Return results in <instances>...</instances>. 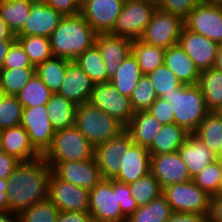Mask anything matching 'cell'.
<instances>
[{
	"label": "cell",
	"instance_id": "65",
	"mask_svg": "<svg viewBox=\"0 0 222 222\" xmlns=\"http://www.w3.org/2000/svg\"><path fill=\"white\" fill-rule=\"evenodd\" d=\"M218 113L221 115L222 117V108L218 111Z\"/></svg>",
	"mask_w": 222,
	"mask_h": 222
},
{
	"label": "cell",
	"instance_id": "9",
	"mask_svg": "<svg viewBox=\"0 0 222 222\" xmlns=\"http://www.w3.org/2000/svg\"><path fill=\"white\" fill-rule=\"evenodd\" d=\"M155 11L156 8L145 3L124 1L110 34L131 40L140 39Z\"/></svg>",
	"mask_w": 222,
	"mask_h": 222
},
{
	"label": "cell",
	"instance_id": "17",
	"mask_svg": "<svg viewBox=\"0 0 222 222\" xmlns=\"http://www.w3.org/2000/svg\"><path fill=\"white\" fill-rule=\"evenodd\" d=\"M150 173L159 181L162 189L168 185L192 180L178 151L151 155Z\"/></svg>",
	"mask_w": 222,
	"mask_h": 222
},
{
	"label": "cell",
	"instance_id": "46",
	"mask_svg": "<svg viewBox=\"0 0 222 222\" xmlns=\"http://www.w3.org/2000/svg\"><path fill=\"white\" fill-rule=\"evenodd\" d=\"M25 67L35 66H33L30 62L28 55L25 53L20 43L15 40L8 50L1 69H16Z\"/></svg>",
	"mask_w": 222,
	"mask_h": 222
},
{
	"label": "cell",
	"instance_id": "45",
	"mask_svg": "<svg viewBox=\"0 0 222 222\" xmlns=\"http://www.w3.org/2000/svg\"><path fill=\"white\" fill-rule=\"evenodd\" d=\"M23 108L16 96L5 95L0 102V130L20 125Z\"/></svg>",
	"mask_w": 222,
	"mask_h": 222
},
{
	"label": "cell",
	"instance_id": "36",
	"mask_svg": "<svg viewBox=\"0 0 222 222\" xmlns=\"http://www.w3.org/2000/svg\"><path fill=\"white\" fill-rule=\"evenodd\" d=\"M74 62L90 77L95 84L107 83V71L101 52L94 44L78 55Z\"/></svg>",
	"mask_w": 222,
	"mask_h": 222
},
{
	"label": "cell",
	"instance_id": "34",
	"mask_svg": "<svg viewBox=\"0 0 222 222\" xmlns=\"http://www.w3.org/2000/svg\"><path fill=\"white\" fill-rule=\"evenodd\" d=\"M194 134L215 155L222 145V117L218 112H209Z\"/></svg>",
	"mask_w": 222,
	"mask_h": 222
},
{
	"label": "cell",
	"instance_id": "4",
	"mask_svg": "<svg viewBox=\"0 0 222 222\" xmlns=\"http://www.w3.org/2000/svg\"><path fill=\"white\" fill-rule=\"evenodd\" d=\"M161 98L172 104L175 123L189 133H194L209 113L198 84H182L175 91L164 94Z\"/></svg>",
	"mask_w": 222,
	"mask_h": 222
},
{
	"label": "cell",
	"instance_id": "40",
	"mask_svg": "<svg viewBox=\"0 0 222 222\" xmlns=\"http://www.w3.org/2000/svg\"><path fill=\"white\" fill-rule=\"evenodd\" d=\"M35 74V67L0 69V84L5 95L15 96Z\"/></svg>",
	"mask_w": 222,
	"mask_h": 222
},
{
	"label": "cell",
	"instance_id": "57",
	"mask_svg": "<svg viewBox=\"0 0 222 222\" xmlns=\"http://www.w3.org/2000/svg\"><path fill=\"white\" fill-rule=\"evenodd\" d=\"M0 222H18V214L11 211L0 212Z\"/></svg>",
	"mask_w": 222,
	"mask_h": 222
},
{
	"label": "cell",
	"instance_id": "24",
	"mask_svg": "<svg viewBox=\"0 0 222 222\" xmlns=\"http://www.w3.org/2000/svg\"><path fill=\"white\" fill-rule=\"evenodd\" d=\"M164 64L182 84H198L201 72L178 43L165 49Z\"/></svg>",
	"mask_w": 222,
	"mask_h": 222
},
{
	"label": "cell",
	"instance_id": "66",
	"mask_svg": "<svg viewBox=\"0 0 222 222\" xmlns=\"http://www.w3.org/2000/svg\"><path fill=\"white\" fill-rule=\"evenodd\" d=\"M220 194H222V183H221V189H220Z\"/></svg>",
	"mask_w": 222,
	"mask_h": 222
},
{
	"label": "cell",
	"instance_id": "33",
	"mask_svg": "<svg viewBox=\"0 0 222 222\" xmlns=\"http://www.w3.org/2000/svg\"><path fill=\"white\" fill-rule=\"evenodd\" d=\"M172 210L166 197L161 194L138 208L126 218V222H167Z\"/></svg>",
	"mask_w": 222,
	"mask_h": 222
},
{
	"label": "cell",
	"instance_id": "32",
	"mask_svg": "<svg viewBox=\"0 0 222 222\" xmlns=\"http://www.w3.org/2000/svg\"><path fill=\"white\" fill-rule=\"evenodd\" d=\"M71 61L52 56L35 67V73L52 93H58L66 74L67 65Z\"/></svg>",
	"mask_w": 222,
	"mask_h": 222
},
{
	"label": "cell",
	"instance_id": "39",
	"mask_svg": "<svg viewBox=\"0 0 222 222\" xmlns=\"http://www.w3.org/2000/svg\"><path fill=\"white\" fill-rule=\"evenodd\" d=\"M128 185L130 187V194L138 206L148 204L153 199L159 197L163 191L159 181L151 173Z\"/></svg>",
	"mask_w": 222,
	"mask_h": 222
},
{
	"label": "cell",
	"instance_id": "3",
	"mask_svg": "<svg viewBox=\"0 0 222 222\" xmlns=\"http://www.w3.org/2000/svg\"><path fill=\"white\" fill-rule=\"evenodd\" d=\"M96 35L80 13L64 16L49 37L52 55L74 61L95 44Z\"/></svg>",
	"mask_w": 222,
	"mask_h": 222
},
{
	"label": "cell",
	"instance_id": "1",
	"mask_svg": "<svg viewBox=\"0 0 222 222\" xmlns=\"http://www.w3.org/2000/svg\"><path fill=\"white\" fill-rule=\"evenodd\" d=\"M51 167L41 156L21 161L7 179L8 211L19 214L47 199Z\"/></svg>",
	"mask_w": 222,
	"mask_h": 222
},
{
	"label": "cell",
	"instance_id": "8",
	"mask_svg": "<svg viewBox=\"0 0 222 222\" xmlns=\"http://www.w3.org/2000/svg\"><path fill=\"white\" fill-rule=\"evenodd\" d=\"M183 27L184 23L180 17L156 9L140 40L166 49L179 42Z\"/></svg>",
	"mask_w": 222,
	"mask_h": 222
},
{
	"label": "cell",
	"instance_id": "15",
	"mask_svg": "<svg viewBox=\"0 0 222 222\" xmlns=\"http://www.w3.org/2000/svg\"><path fill=\"white\" fill-rule=\"evenodd\" d=\"M124 0H82L80 14L97 33H110Z\"/></svg>",
	"mask_w": 222,
	"mask_h": 222
},
{
	"label": "cell",
	"instance_id": "31",
	"mask_svg": "<svg viewBox=\"0 0 222 222\" xmlns=\"http://www.w3.org/2000/svg\"><path fill=\"white\" fill-rule=\"evenodd\" d=\"M35 0H0V17L15 35L25 24Z\"/></svg>",
	"mask_w": 222,
	"mask_h": 222
},
{
	"label": "cell",
	"instance_id": "37",
	"mask_svg": "<svg viewBox=\"0 0 222 222\" xmlns=\"http://www.w3.org/2000/svg\"><path fill=\"white\" fill-rule=\"evenodd\" d=\"M52 92L35 73L29 82L15 95L24 108L46 105Z\"/></svg>",
	"mask_w": 222,
	"mask_h": 222
},
{
	"label": "cell",
	"instance_id": "56",
	"mask_svg": "<svg viewBox=\"0 0 222 222\" xmlns=\"http://www.w3.org/2000/svg\"><path fill=\"white\" fill-rule=\"evenodd\" d=\"M15 40H4V41H0V69L2 68V65L4 63L5 57L8 53V50L11 46V44L14 42Z\"/></svg>",
	"mask_w": 222,
	"mask_h": 222
},
{
	"label": "cell",
	"instance_id": "27",
	"mask_svg": "<svg viewBox=\"0 0 222 222\" xmlns=\"http://www.w3.org/2000/svg\"><path fill=\"white\" fill-rule=\"evenodd\" d=\"M189 132L176 123L165 124L148 148L151 155L176 152L186 140Z\"/></svg>",
	"mask_w": 222,
	"mask_h": 222
},
{
	"label": "cell",
	"instance_id": "13",
	"mask_svg": "<svg viewBox=\"0 0 222 222\" xmlns=\"http://www.w3.org/2000/svg\"><path fill=\"white\" fill-rule=\"evenodd\" d=\"M20 125L28 133L34 149L43 156L50 148L56 132L48 117L46 105L23 108Z\"/></svg>",
	"mask_w": 222,
	"mask_h": 222
},
{
	"label": "cell",
	"instance_id": "47",
	"mask_svg": "<svg viewBox=\"0 0 222 222\" xmlns=\"http://www.w3.org/2000/svg\"><path fill=\"white\" fill-rule=\"evenodd\" d=\"M202 1L203 0H163L159 9L184 20Z\"/></svg>",
	"mask_w": 222,
	"mask_h": 222
},
{
	"label": "cell",
	"instance_id": "29",
	"mask_svg": "<svg viewBox=\"0 0 222 222\" xmlns=\"http://www.w3.org/2000/svg\"><path fill=\"white\" fill-rule=\"evenodd\" d=\"M209 112L222 108V72L212 67L201 72L198 82Z\"/></svg>",
	"mask_w": 222,
	"mask_h": 222
},
{
	"label": "cell",
	"instance_id": "2",
	"mask_svg": "<svg viewBox=\"0 0 222 222\" xmlns=\"http://www.w3.org/2000/svg\"><path fill=\"white\" fill-rule=\"evenodd\" d=\"M130 187L115 179H102L89 191V214L103 222H126L138 205Z\"/></svg>",
	"mask_w": 222,
	"mask_h": 222
},
{
	"label": "cell",
	"instance_id": "59",
	"mask_svg": "<svg viewBox=\"0 0 222 222\" xmlns=\"http://www.w3.org/2000/svg\"><path fill=\"white\" fill-rule=\"evenodd\" d=\"M132 1L145 3V4L153 6L156 9H159L163 3V0H132Z\"/></svg>",
	"mask_w": 222,
	"mask_h": 222
},
{
	"label": "cell",
	"instance_id": "48",
	"mask_svg": "<svg viewBox=\"0 0 222 222\" xmlns=\"http://www.w3.org/2000/svg\"><path fill=\"white\" fill-rule=\"evenodd\" d=\"M147 111L161 122L162 125L175 123L172 104L161 97L157 98Z\"/></svg>",
	"mask_w": 222,
	"mask_h": 222
},
{
	"label": "cell",
	"instance_id": "44",
	"mask_svg": "<svg viewBox=\"0 0 222 222\" xmlns=\"http://www.w3.org/2000/svg\"><path fill=\"white\" fill-rule=\"evenodd\" d=\"M147 76L151 80L158 98L175 91L182 85L177 76L165 64L157 67Z\"/></svg>",
	"mask_w": 222,
	"mask_h": 222
},
{
	"label": "cell",
	"instance_id": "26",
	"mask_svg": "<svg viewBox=\"0 0 222 222\" xmlns=\"http://www.w3.org/2000/svg\"><path fill=\"white\" fill-rule=\"evenodd\" d=\"M163 125L149 111L135 112L125 130L133 143L149 148Z\"/></svg>",
	"mask_w": 222,
	"mask_h": 222
},
{
	"label": "cell",
	"instance_id": "28",
	"mask_svg": "<svg viewBox=\"0 0 222 222\" xmlns=\"http://www.w3.org/2000/svg\"><path fill=\"white\" fill-rule=\"evenodd\" d=\"M142 76L135 56L129 53L109 82L120 94L130 98L133 89Z\"/></svg>",
	"mask_w": 222,
	"mask_h": 222
},
{
	"label": "cell",
	"instance_id": "14",
	"mask_svg": "<svg viewBox=\"0 0 222 222\" xmlns=\"http://www.w3.org/2000/svg\"><path fill=\"white\" fill-rule=\"evenodd\" d=\"M133 144L130 134L124 130L117 137L94 147V159L102 179H113L119 172V161Z\"/></svg>",
	"mask_w": 222,
	"mask_h": 222
},
{
	"label": "cell",
	"instance_id": "18",
	"mask_svg": "<svg viewBox=\"0 0 222 222\" xmlns=\"http://www.w3.org/2000/svg\"><path fill=\"white\" fill-rule=\"evenodd\" d=\"M63 17L48 4L41 0H35L31 5V11L24 26L15 36L37 35L49 38Z\"/></svg>",
	"mask_w": 222,
	"mask_h": 222
},
{
	"label": "cell",
	"instance_id": "42",
	"mask_svg": "<svg viewBox=\"0 0 222 222\" xmlns=\"http://www.w3.org/2000/svg\"><path fill=\"white\" fill-rule=\"evenodd\" d=\"M157 98L151 80L147 75H143L130 96L132 109L134 112L147 111Z\"/></svg>",
	"mask_w": 222,
	"mask_h": 222
},
{
	"label": "cell",
	"instance_id": "54",
	"mask_svg": "<svg viewBox=\"0 0 222 222\" xmlns=\"http://www.w3.org/2000/svg\"><path fill=\"white\" fill-rule=\"evenodd\" d=\"M8 211L7 179H0V212Z\"/></svg>",
	"mask_w": 222,
	"mask_h": 222
},
{
	"label": "cell",
	"instance_id": "50",
	"mask_svg": "<svg viewBox=\"0 0 222 222\" xmlns=\"http://www.w3.org/2000/svg\"><path fill=\"white\" fill-rule=\"evenodd\" d=\"M20 162L12 155L0 152V179H8Z\"/></svg>",
	"mask_w": 222,
	"mask_h": 222
},
{
	"label": "cell",
	"instance_id": "16",
	"mask_svg": "<svg viewBox=\"0 0 222 222\" xmlns=\"http://www.w3.org/2000/svg\"><path fill=\"white\" fill-rule=\"evenodd\" d=\"M178 44L189 55L200 72L214 67L218 49L217 43L183 27Z\"/></svg>",
	"mask_w": 222,
	"mask_h": 222
},
{
	"label": "cell",
	"instance_id": "61",
	"mask_svg": "<svg viewBox=\"0 0 222 222\" xmlns=\"http://www.w3.org/2000/svg\"><path fill=\"white\" fill-rule=\"evenodd\" d=\"M206 1L213 3V4L222 5V0H206Z\"/></svg>",
	"mask_w": 222,
	"mask_h": 222
},
{
	"label": "cell",
	"instance_id": "38",
	"mask_svg": "<svg viewBox=\"0 0 222 222\" xmlns=\"http://www.w3.org/2000/svg\"><path fill=\"white\" fill-rule=\"evenodd\" d=\"M15 37L28 55L33 66L36 67L53 56L49 38L37 35Z\"/></svg>",
	"mask_w": 222,
	"mask_h": 222
},
{
	"label": "cell",
	"instance_id": "64",
	"mask_svg": "<svg viewBox=\"0 0 222 222\" xmlns=\"http://www.w3.org/2000/svg\"><path fill=\"white\" fill-rule=\"evenodd\" d=\"M3 149H2V143H1V137H0V152H2Z\"/></svg>",
	"mask_w": 222,
	"mask_h": 222
},
{
	"label": "cell",
	"instance_id": "21",
	"mask_svg": "<svg viewBox=\"0 0 222 222\" xmlns=\"http://www.w3.org/2000/svg\"><path fill=\"white\" fill-rule=\"evenodd\" d=\"M151 154L148 148L133 143L119 161V172L113 178L124 184L137 181L150 173Z\"/></svg>",
	"mask_w": 222,
	"mask_h": 222
},
{
	"label": "cell",
	"instance_id": "5",
	"mask_svg": "<svg viewBox=\"0 0 222 222\" xmlns=\"http://www.w3.org/2000/svg\"><path fill=\"white\" fill-rule=\"evenodd\" d=\"M74 126L94 147L117 137L125 130L115 118L90 103L77 105Z\"/></svg>",
	"mask_w": 222,
	"mask_h": 222
},
{
	"label": "cell",
	"instance_id": "20",
	"mask_svg": "<svg viewBox=\"0 0 222 222\" xmlns=\"http://www.w3.org/2000/svg\"><path fill=\"white\" fill-rule=\"evenodd\" d=\"M132 40L110 33H99L95 45L101 52L107 71V83L115 75L124 59L131 53Z\"/></svg>",
	"mask_w": 222,
	"mask_h": 222
},
{
	"label": "cell",
	"instance_id": "51",
	"mask_svg": "<svg viewBox=\"0 0 222 222\" xmlns=\"http://www.w3.org/2000/svg\"><path fill=\"white\" fill-rule=\"evenodd\" d=\"M207 216L194 212H172L167 222H207Z\"/></svg>",
	"mask_w": 222,
	"mask_h": 222
},
{
	"label": "cell",
	"instance_id": "53",
	"mask_svg": "<svg viewBox=\"0 0 222 222\" xmlns=\"http://www.w3.org/2000/svg\"><path fill=\"white\" fill-rule=\"evenodd\" d=\"M90 218L89 212L65 211L59 213L57 222H88Z\"/></svg>",
	"mask_w": 222,
	"mask_h": 222
},
{
	"label": "cell",
	"instance_id": "10",
	"mask_svg": "<svg viewBox=\"0 0 222 222\" xmlns=\"http://www.w3.org/2000/svg\"><path fill=\"white\" fill-rule=\"evenodd\" d=\"M183 23L185 29L201 34L217 44L222 43V5L203 0Z\"/></svg>",
	"mask_w": 222,
	"mask_h": 222
},
{
	"label": "cell",
	"instance_id": "55",
	"mask_svg": "<svg viewBox=\"0 0 222 222\" xmlns=\"http://www.w3.org/2000/svg\"><path fill=\"white\" fill-rule=\"evenodd\" d=\"M4 40H16V37L0 17V41Z\"/></svg>",
	"mask_w": 222,
	"mask_h": 222
},
{
	"label": "cell",
	"instance_id": "52",
	"mask_svg": "<svg viewBox=\"0 0 222 222\" xmlns=\"http://www.w3.org/2000/svg\"><path fill=\"white\" fill-rule=\"evenodd\" d=\"M207 222H222V194L211 197Z\"/></svg>",
	"mask_w": 222,
	"mask_h": 222
},
{
	"label": "cell",
	"instance_id": "30",
	"mask_svg": "<svg viewBox=\"0 0 222 222\" xmlns=\"http://www.w3.org/2000/svg\"><path fill=\"white\" fill-rule=\"evenodd\" d=\"M48 117L54 129L74 126L77 105L58 93H53L46 104Z\"/></svg>",
	"mask_w": 222,
	"mask_h": 222
},
{
	"label": "cell",
	"instance_id": "7",
	"mask_svg": "<svg viewBox=\"0 0 222 222\" xmlns=\"http://www.w3.org/2000/svg\"><path fill=\"white\" fill-rule=\"evenodd\" d=\"M172 212H194L208 217L211 197L193 180L163 188Z\"/></svg>",
	"mask_w": 222,
	"mask_h": 222
},
{
	"label": "cell",
	"instance_id": "63",
	"mask_svg": "<svg viewBox=\"0 0 222 222\" xmlns=\"http://www.w3.org/2000/svg\"><path fill=\"white\" fill-rule=\"evenodd\" d=\"M88 222H103V221L95 220V219L90 218V220Z\"/></svg>",
	"mask_w": 222,
	"mask_h": 222
},
{
	"label": "cell",
	"instance_id": "49",
	"mask_svg": "<svg viewBox=\"0 0 222 222\" xmlns=\"http://www.w3.org/2000/svg\"><path fill=\"white\" fill-rule=\"evenodd\" d=\"M63 16H72L81 11L82 0H41Z\"/></svg>",
	"mask_w": 222,
	"mask_h": 222
},
{
	"label": "cell",
	"instance_id": "22",
	"mask_svg": "<svg viewBox=\"0 0 222 222\" xmlns=\"http://www.w3.org/2000/svg\"><path fill=\"white\" fill-rule=\"evenodd\" d=\"M95 83L74 62L67 65L66 74L58 94L72 101L76 105L89 103Z\"/></svg>",
	"mask_w": 222,
	"mask_h": 222
},
{
	"label": "cell",
	"instance_id": "43",
	"mask_svg": "<svg viewBox=\"0 0 222 222\" xmlns=\"http://www.w3.org/2000/svg\"><path fill=\"white\" fill-rule=\"evenodd\" d=\"M60 211L47 198L18 214V222H57Z\"/></svg>",
	"mask_w": 222,
	"mask_h": 222
},
{
	"label": "cell",
	"instance_id": "19",
	"mask_svg": "<svg viewBox=\"0 0 222 222\" xmlns=\"http://www.w3.org/2000/svg\"><path fill=\"white\" fill-rule=\"evenodd\" d=\"M52 172L58 178L89 191L102 180L94 158L59 162L52 168Z\"/></svg>",
	"mask_w": 222,
	"mask_h": 222
},
{
	"label": "cell",
	"instance_id": "58",
	"mask_svg": "<svg viewBox=\"0 0 222 222\" xmlns=\"http://www.w3.org/2000/svg\"><path fill=\"white\" fill-rule=\"evenodd\" d=\"M214 68L222 72V43L218 44Z\"/></svg>",
	"mask_w": 222,
	"mask_h": 222
},
{
	"label": "cell",
	"instance_id": "25",
	"mask_svg": "<svg viewBox=\"0 0 222 222\" xmlns=\"http://www.w3.org/2000/svg\"><path fill=\"white\" fill-rule=\"evenodd\" d=\"M0 137L3 151L16 157L19 161H31L41 157L32 146L28 133L21 125L0 130Z\"/></svg>",
	"mask_w": 222,
	"mask_h": 222
},
{
	"label": "cell",
	"instance_id": "23",
	"mask_svg": "<svg viewBox=\"0 0 222 222\" xmlns=\"http://www.w3.org/2000/svg\"><path fill=\"white\" fill-rule=\"evenodd\" d=\"M177 151L182 161L186 164L191 178L200 173L207 165L217 160L216 155L194 133H189Z\"/></svg>",
	"mask_w": 222,
	"mask_h": 222
},
{
	"label": "cell",
	"instance_id": "41",
	"mask_svg": "<svg viewBox=\"0 0 222 222\" xmlns=\"http://www.w3.org/2000/svg\"><path fill=\"white\" fill-rule=\"evenodd\" d=\"M193 182L210 197L220 194L222 164L215 160L192 178Z\"/></svg>",
	"mask_w": 222,
	"mask_h": 222
},
{
	"label": "cell",
	"instance_id": "35",
	"mask_svg": "<svg viewBox=\"0 0 222 222\" xmlns=\"http://www.w3.org/2000/svg\"><path fill=\"white\" fill-rule=\"evenodd\" d=\"M131 53L135 56L143 75L164 64L165 49L134 39L131 43Z\"/></svg>",
	"mask_w": 222,
	"mask_h": 222
},
{
	"label": "cell",
	"instance_id": "12",
	"mask_svg": "<svg viewBox=\"0 0 222 222\" xmlns=\"http://www.w3.org/2000/svg\"><path fill=\"white\" fill-rule=\"evenodd\" d=\"M89 103L115 118L124 127L130 123L135 113L130 98L120 94L110 82L95 84Z\"/></svg>",
	"mask_w": 222,
	"mask_h": 222
},
{
	"label": "cell",
	"instance_id": "60",
	"mask_svg": "<svg viewBox=\"0 0 222 222\" xmlns=\"http://www.w3.org/2000/svg\"><path fill=\"white\" fill-rule=\"evenodd\" d=\"M216 159L222 164V145L220 146V149L216 154Z\"/></svg>",
	"mask_w": 222,
	"mask_h": 222
},
{
	"label": "cell",
	"instance_id": "6",
	"mask_svg": "<svg viewBox=\"0 0 222 222\" xmlns=\"http://www.w3.org/2000/svg\"><path fill=\"white\" fill-rule=\"evenodd\" d=\"M51 169L59 162L94 158V146L75 127L57 130L50 148L42 156Z\"/></svg>",
	"mask_w": 222,
	"mask_h": 222
},
{
	"label": "cell",
	"instance_id": "62",
	"mask_svg": "<svg viewBox=\"0 0 222 222\" xmlns=\"http://www.w3.org/2000/svg\"><path fill=\"white\" fill-rule=\"evenodd\" d=\"M5 97V92L3 90V88L1 87V84H0V102L1 100Z\"/></svg>",
	"mask_w": 222,
	"mask_h": 222
},
{
	"label": "cell",
	"instance_id": "11",
	"mask_svg": "<svg viewBox=\"0 0 222 222\" xmlns=\"http://www.w3.org/2000/svg\"><path fill=\"white\" fill-rule=\"evenodd\" d=\"M47 198L60 212L89 211V190L66 182L53 172L48 179Z\"/></svg>",
	"mask_w": 222,
	"mask_h": 222
}]
</instances>
